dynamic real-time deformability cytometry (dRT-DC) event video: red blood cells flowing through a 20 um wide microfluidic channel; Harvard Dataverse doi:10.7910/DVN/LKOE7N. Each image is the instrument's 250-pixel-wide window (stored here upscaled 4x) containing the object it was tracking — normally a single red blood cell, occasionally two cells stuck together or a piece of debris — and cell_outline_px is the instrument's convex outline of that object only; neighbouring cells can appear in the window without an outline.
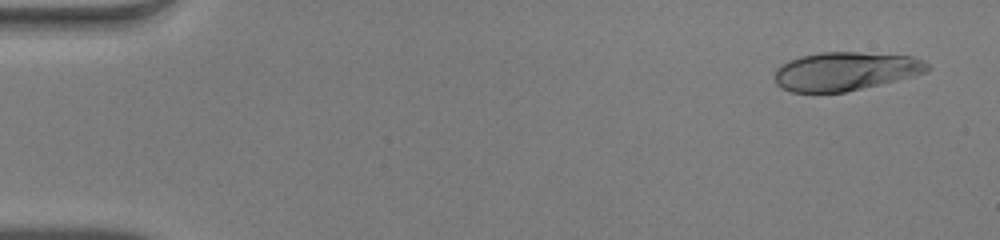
{"species": "human", "species_latin": "Homo sapiens", "temperature_condition": "warm", "stored_images_in_passage": 50, "camera_frame_rate_fps": 3000, "um_per_image_px": 0.085, "donor": {"sex": "male"}, "frame": {"image": 1, "passage_image": 3, "time_ms": 0.667, "image_size_px": [1000, 240], "cell_outline_px": [[932, 68], [928, 72], [912, 76], [844, 92], [792, 92], [780, 88], [776, 84], [776, 68], [788, 60], [800, 56], [820, 52], [860, 52], [912, 56], [924, 60]], "centroid_in_image_um": [71.86, 6.04], "position_along_channel_um": 13.1, "area_um2": 34.28}}
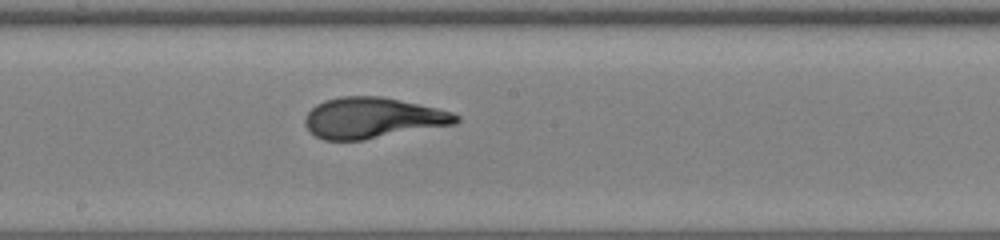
{"frame": {"image": 2, "passage_image": 28, "time_ms": 9.0, "image_size_px": [1000, 240], "cell_outline_px": [[460, 120], [456, 124], [364, 140], [324, 140], [316, 136], [304, 124], [304, 120], [308, 112], [316, 104], [324, 100], [340, 96], [380, 96], [420, 104], [452, 112], [460, 116]], "centroid_in_image_um": [31.68, 10.02], "position_along_channel_um": 216.5, "area_um2": 35.95}}
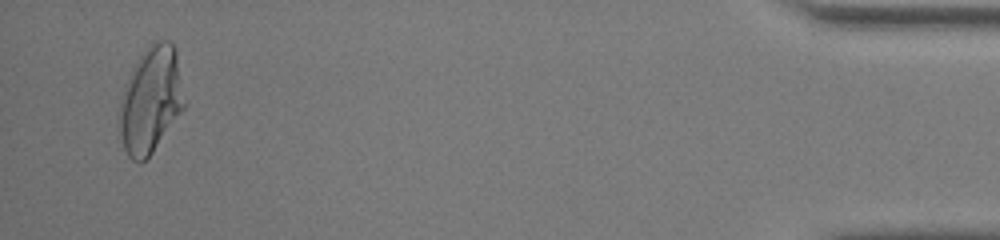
{"frame": {"image": 3, "passage_image": 49, "time_ms": 16.0, "image_size_px": [1000, 240], "cell_outline_px": [[184, 108], [152, 152], [140, 164], [132, 160], [128, 156], [124, 148], [120, 132], [120, 96], [140, 56], [148, 44], [156, 40], [168, 40], [176, 48], [184, 104]], "centroid_in_image_um": [12.81, 8.5], "position_along_channel_um": 422.4, "area_um2": 39.42}, "authors_computed_cell_mechanics": {"area_um2": 35.4603, "velocity_mm_per_s": 4.0826, "shape_relaxation_time_tau1_ms": 7.1112, "shape_relaxation_time_tau2_ms": null, "deformation_change_tau1": 0.3154, "deformation_change_tau2": null}}